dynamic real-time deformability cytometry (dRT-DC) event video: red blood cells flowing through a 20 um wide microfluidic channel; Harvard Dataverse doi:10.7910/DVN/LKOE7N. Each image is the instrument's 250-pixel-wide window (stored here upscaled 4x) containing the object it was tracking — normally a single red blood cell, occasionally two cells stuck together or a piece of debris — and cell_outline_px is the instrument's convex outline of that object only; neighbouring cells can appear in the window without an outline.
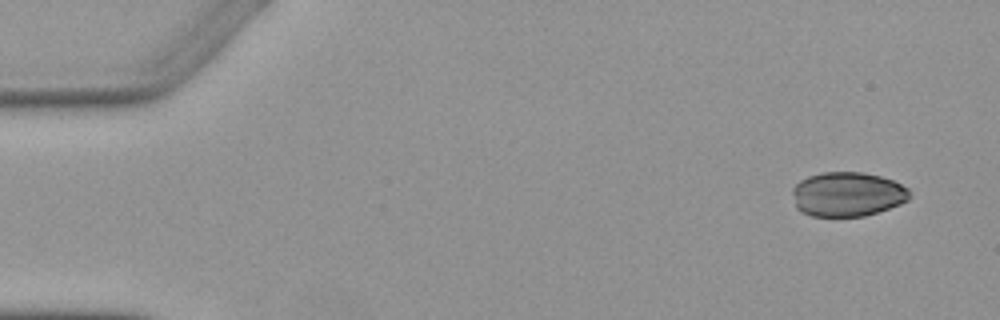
{"species": "Egyptian fruit bat (a non-hibernating species)", "species_latin": "Rousettus aegyptiacus", "temperature_condition": "warm", "stored_images_in_passage": 3, "camera_frame_rate_fps": 3000, "um_per_image_px": 0.085, "animal": {"sex": "female"}, "frame": {"image": 1, "passage_image": 1, "time_ms": 0.0, "image_size_px": [1000, 320], "cell_outline_px": [[912, 196], [908, 200], [900, 204], [864, 216], [812, 216], [800, 212], [796, 208], [792, 192], [792, 188], [800, 180], [808, 176], [820, 172], [860, 172], [880, 176], [892, 180], [908, 188]], "centroid_in_image_um": [72.01, 16.51], "position_along_channel_um": 13.0, "area_um2": 30.46}}